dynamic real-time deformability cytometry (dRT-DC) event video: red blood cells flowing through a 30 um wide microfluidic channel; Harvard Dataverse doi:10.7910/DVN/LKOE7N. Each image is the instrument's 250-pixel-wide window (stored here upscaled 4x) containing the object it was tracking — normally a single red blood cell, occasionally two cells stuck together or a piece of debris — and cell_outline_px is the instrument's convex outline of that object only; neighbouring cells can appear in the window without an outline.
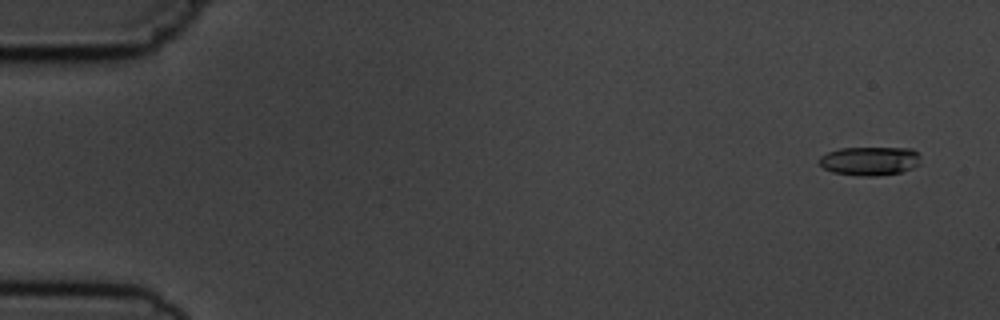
{"species": "common noctule bat (a hibernating species)", "species_latin": "Nyctalus noctula", "temperature_condition": "cold", "stored_images_in_passage": 5, "camera_frame_rate_fps": 3000, "um_per_image_px": 0.085, "animal": {"sex": "male", "body_mass_g": 19.5, "forearm_length_mm": 54.6}, "frame": {"image": 1, "passage_image": 1, "time_ms": 0.0, "image_size_px": [1000, 320], "cell_outline_px": [[920, 164], [912, 168], [900, 172], [876, 176], [860, 176], [832, 172], [824, 168], [816, 160], [820, 156], [828, 152], [840, 148], [912, 148], [920, 156]], "centroid_in_image_um": [73.91, 13.68], "position_along_channel_um": 11.1, "area_um2": 17.11}}
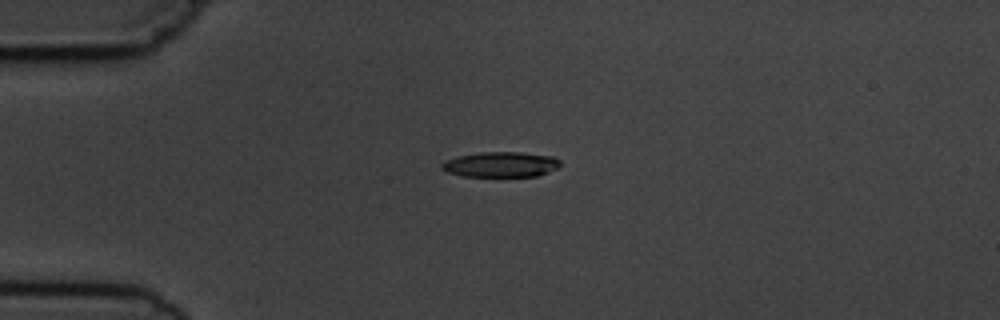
{"frame": {"image": 2, "passage_image": 4, "time_ms": 3.667, "image_size_px": [1000, 320], "cell_outline_px": [[560, 164], [556, 168], [536, 176], [460, 176], [448, 172], [440, 168], [440, 164], [444, 160], [460, 156], [480, 152], [520, 152], [552, 156], [560, 160]], "centroid_in_image_um": [42.52, 13.97], "position_along_channel_um": 42.5, "area_um2": 17.34}}